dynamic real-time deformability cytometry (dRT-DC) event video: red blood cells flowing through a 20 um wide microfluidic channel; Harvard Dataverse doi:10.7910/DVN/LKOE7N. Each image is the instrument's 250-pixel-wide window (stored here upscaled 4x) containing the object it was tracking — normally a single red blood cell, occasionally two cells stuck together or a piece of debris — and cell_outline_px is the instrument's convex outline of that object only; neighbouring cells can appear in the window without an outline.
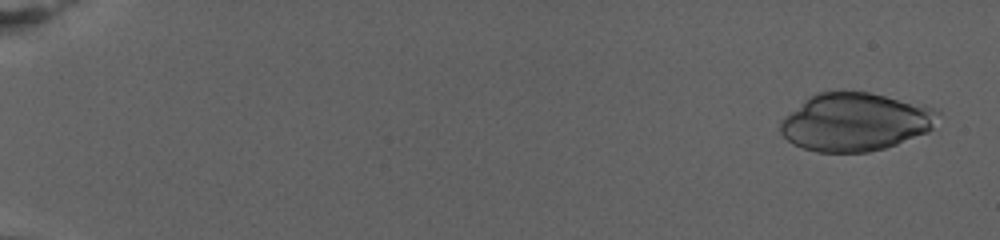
{"species": "human", "species_latin": "Homo sapiens", "temperature_condition": "warm", "stored_images_in_passage": 78, "camera_frame_rate_fps": 3000, "um_per_image_px": 0.085, "donor": {"sex": "female"}, "frame": {"image": 1, "passage_image": 4, "time_ms": 1.0, "image_size_px": [1000, 240], "cell_outline_px": [[940, 112], [932, 128], [928, 132], [896, 144], [884, 148], [868, 152], [816, 152], [792, 144], [780, 132], [780, 120], [808, 96], [816, 92], [868, 92], [924, 104]], "centroid_in_image_um": [72.68, 10.36], "position_along_channel_um": 12.3, "area_um2": 53.35}}